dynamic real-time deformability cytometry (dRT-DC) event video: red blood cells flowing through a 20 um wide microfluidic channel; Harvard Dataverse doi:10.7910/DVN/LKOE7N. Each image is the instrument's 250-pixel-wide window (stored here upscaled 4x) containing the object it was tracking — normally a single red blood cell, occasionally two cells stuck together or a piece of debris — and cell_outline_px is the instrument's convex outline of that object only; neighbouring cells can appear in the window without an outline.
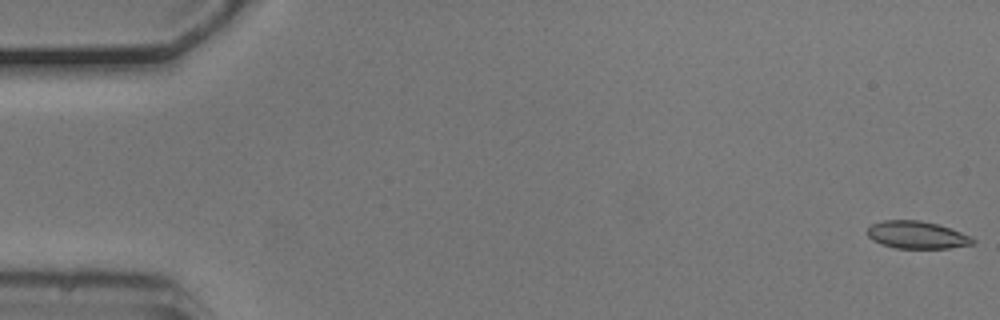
{"species": "common noctule bat (a hibernating species)", "species_latin": "Nyctalus noctula", "temperature_condition": "cold", "stored_images_in_passage": 54, "camera_frame_rate_fps": 3000, "um_per_image_px": 0.085, "animal": {"sex": "male", "body_mass_g": 20.5, "forearm_length_mm": 52.5}, "frame": {"image": 1, "passage_image": 1, "time_ms": 0.0, "image_size_px": [1000, 320], "cell_outline_px": [[976, 240], [972, 244], [948, 248], [896, 248], [880, 244], [872, 240], [868, 236], [868, 228], [872, 224], [884, 220], [920, 220], [936, 224], [972, 236]], "centroid_in_image_um": [77.92, 19.97], "position_along_channel_um": 7.1, "area_um2": 16.76}}
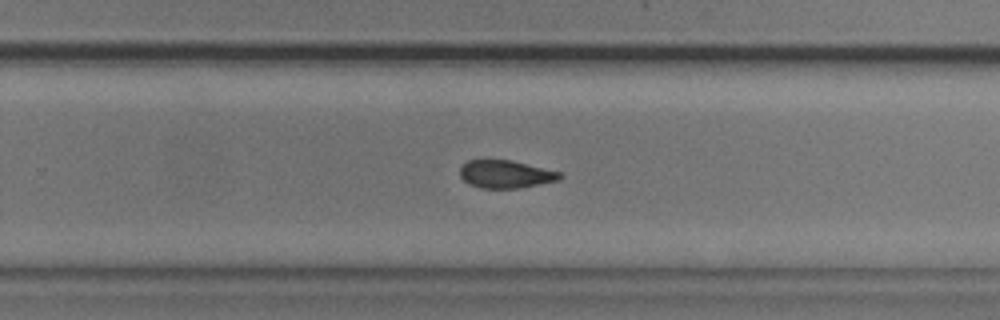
{"frame": {"image": 2, "passage_image": 35, "time_ms": 11.333, "image_size_px": [1000, 320], "cell_outline_px": [[564, 176], [560, 180], [520, 188], [480, 188], [468, 184], [460, 176], [460, 168], [468, 160], [512, 160], [560, 172]], "centroid_in_image_um": [42.99, 14.81], "position_along_channel_um": 286.8, "area_um2": 16.24}}
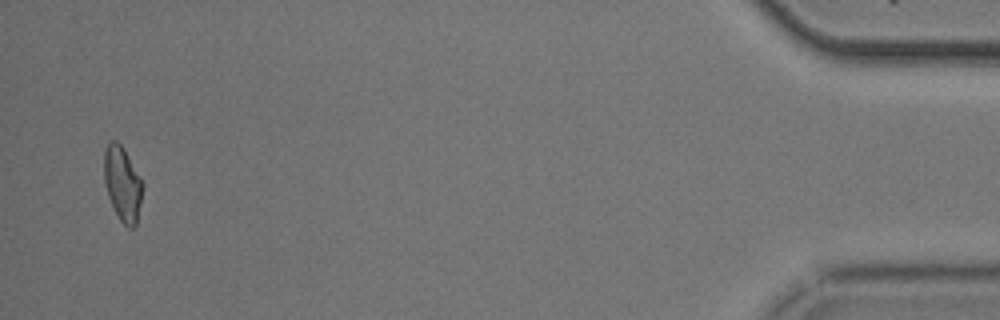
{"frame": {"image": 3, "passage_image": 53, "time_ms": 17.333, "image_size_px": [1000, 320], "cell_outline_px": [[144, 184], [136, 224], [132, 228], [128, 228], [120, 220], [108, 196], [104, 184], [104, 152], [108, 144], [112, 140], [116, 140], [124, 148]], "centroid_in_image_um": [10.41, 15.6], "position_along_channel_um": 424.8, "area_um2": 16.65}, "authors_computed_cell_mechanics": {"area_um2": 17.1666, "velocity_mm_per_s": 3.7226, "shape_relaxation_time_tau1_ms": 3.4104, "shape_relaxation_time_tau2_ms": 2.6099, "deformation_change_tau1": 0.1088, "deformation_change_tau2": 0.0895}}